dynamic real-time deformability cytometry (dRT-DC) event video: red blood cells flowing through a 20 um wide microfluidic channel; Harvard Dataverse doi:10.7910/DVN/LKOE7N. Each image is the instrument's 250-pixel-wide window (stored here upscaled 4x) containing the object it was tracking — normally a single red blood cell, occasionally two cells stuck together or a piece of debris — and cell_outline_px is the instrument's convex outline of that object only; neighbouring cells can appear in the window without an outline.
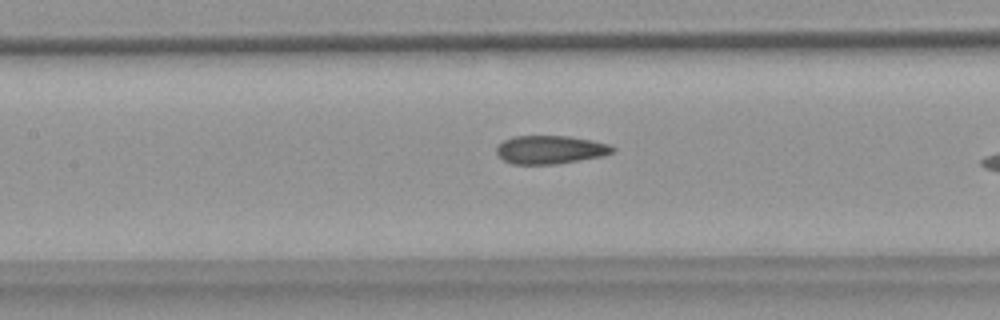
{"species": "common noctule bat (a hibernating species)", "species_latin": "Nyctalus noctula", "temperature_condition": "warm", "stored_images_in_passage": 40, "camera_frame_rate_fps": 3000, "um_per_image_px": 0.085, "animal": {"sex": "female", "body_mass_g": 18.4}, "frame": {"image": 1, "passage_image": 21, "time_ms": 6.667, "image_size_px": [1000, 320], "cell_outline_px": [[616, 148], [612, 152], [604, 156], [556, 164], [512, 164], [504, 160], [496, 152], [496, 148], [504, 140], [512, 136], [568, 136], [592, 140], [608, 144]], "centroid_in_image_um": [46.78, 12.72], "position_along_channel_um": 160.6, "area_um2": 19.13}}
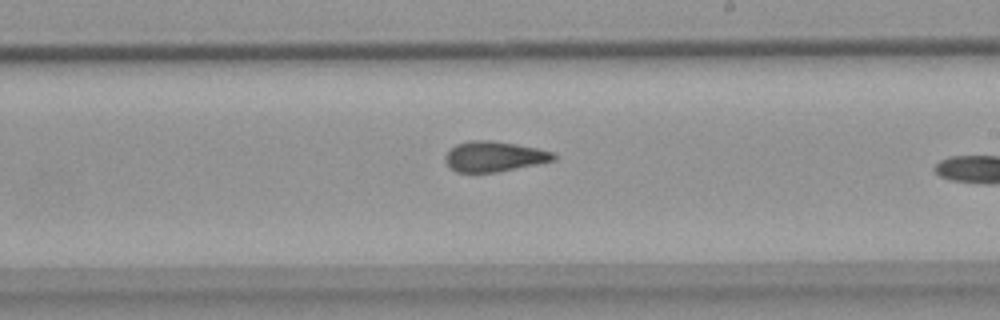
{"frame": {"image": 2, "passage_image": 28, "time_ms": 9.0, "image_size_px": [1000, 320], "cell_outline_px": [[556, 160], [496, 172], [456, 172], [444, 160], [444, 156], [456, 144], [472, 140], [492, 140], [516, 144], [536, 148], [552, 152], [556, 156]], "centroid_in_image_um": [41.99, 13.29], "position_along_channel_um": 247.0, "area_um2": 18.9}}
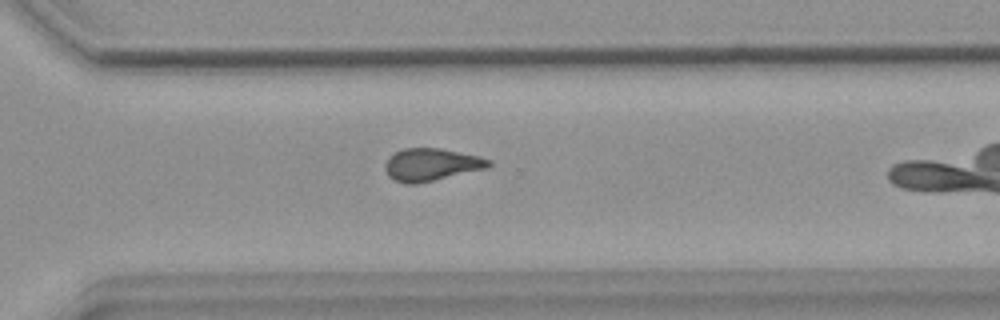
{"frame": {"image": 3, "passage_image": 35, "time_ms": 11.333, "image_size_px": [1000, 320], "cell_outline_px": [[492, 164], [488, 168], [416, 184], [408, 184], [396, 180], [388, 176], [384, 168], [384, 164], [388, 156], [404, 148], [440, 148], [480, 156], [492, 160]], "centroid_in_image_um": [36.67, 13.98], "position_along_channel_um": 333.9, "area_um2": 19.71}}